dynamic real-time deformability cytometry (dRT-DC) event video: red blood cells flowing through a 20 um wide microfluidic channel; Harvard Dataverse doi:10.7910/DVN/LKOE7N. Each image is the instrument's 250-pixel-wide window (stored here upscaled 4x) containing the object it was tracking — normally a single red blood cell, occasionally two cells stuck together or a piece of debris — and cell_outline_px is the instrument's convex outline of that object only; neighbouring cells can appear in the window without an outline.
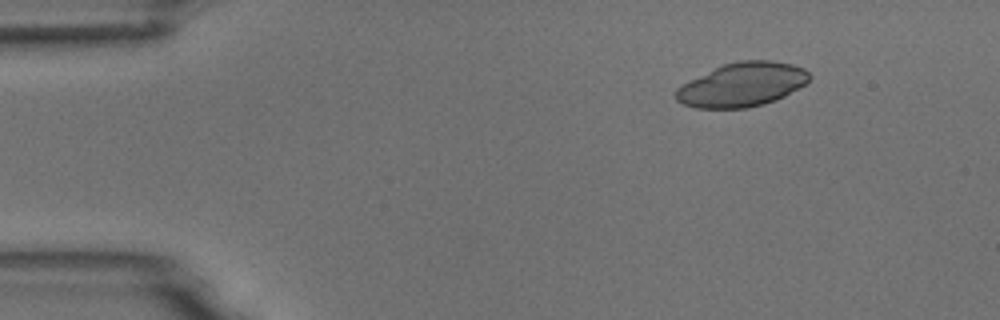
{"species": "common noctule bat (a hibernating species)", "species_latin": "Nyctalus noctula", "temperature_condition": "room temperature", "stored_images_in_passage": 2, "camera_frame_rate_fps": 3000, "um_per_image_px": 0.085, "animal": {"sex": "male", "body_mass_g": 18.8}, "frame": {"image": 1, "passage_image": 2, "time_ms": 2.0, "image_size_px": [1000, 320], "cell_outline_px": [[812, 76], [804, 84], [784, 96], [776, 100], [764, 104], [748, 108], [696, 108], [680, 104], [676, 100], [676, 88], [680, 84], [724, 64], [740, 60], [772, 60], [792, 64], [804, 68]], "centroid_in_image_um": [63.06, 7.2], "position_along_channel_um": 21.9, "area_um2": 34.28}}